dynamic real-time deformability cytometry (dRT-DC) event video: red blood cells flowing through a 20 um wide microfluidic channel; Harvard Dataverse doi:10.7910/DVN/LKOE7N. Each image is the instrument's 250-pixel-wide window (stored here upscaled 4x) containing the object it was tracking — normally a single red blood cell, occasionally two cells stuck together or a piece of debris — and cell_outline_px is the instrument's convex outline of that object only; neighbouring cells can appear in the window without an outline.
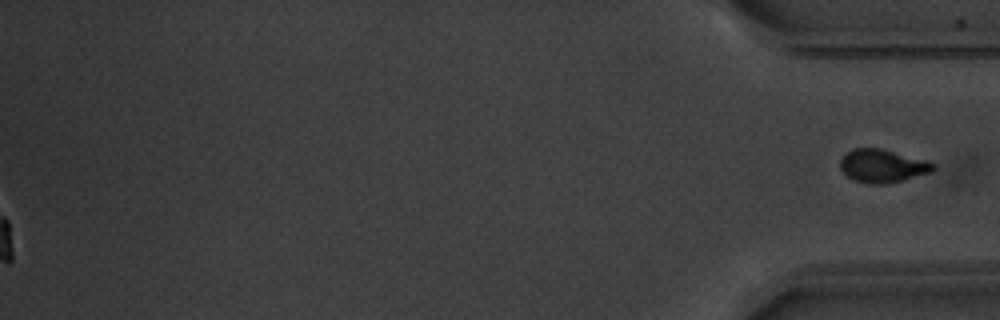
{"species": "common noctule bat (a hibernating species)", "species_latin": "Nyctalus noctula", "temperature_condition": "warm", "stored_images_in_passage": 51, "segment_of_instrument_passage": [2, 2], "camera_frame_rate_fps": 3000, "um_per_image_px": 0.085, "animal": {"sex": "male", "body_mass_g": 20.1, "forearm_length_mm": 53.5}, "frame": {"image": 1, "passage_image": 51, "time_ms": 16.667, "image_size_px": [1000, 320], "cell_outline_px": [[936, 168], [932, 172], [884, 184], [868, 184], [852, 180], [840, 168], [840, 160], [852, 148], [880, 148], [928, 160], [936, 164]], "centroid_in_image_um": [75.03, 14.1], "position_along_channel_um": 360.2, "area_um2": 17.98}}